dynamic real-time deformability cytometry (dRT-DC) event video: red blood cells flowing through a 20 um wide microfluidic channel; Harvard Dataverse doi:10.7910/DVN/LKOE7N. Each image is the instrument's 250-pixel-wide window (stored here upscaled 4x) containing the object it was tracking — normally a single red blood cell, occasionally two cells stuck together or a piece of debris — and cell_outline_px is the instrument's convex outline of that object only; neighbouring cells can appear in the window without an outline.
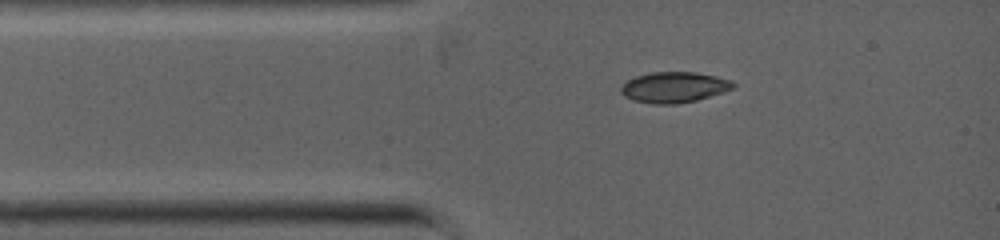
{"species": "common noctule bat (a hibernating species)", "species_latin": "Nyctalus noctula", "temperature_condition": "warm", "stored_images_in_passage": 2, "camera_frame_rate_fps": 5000, "um_per_image_px": 0.085, "animal": {"sex": "female", "body_mass_g": 19.0, "forearm_length_mm": 53.3}, "frame": {"image": 1, "passage_image": 2, "time_ms": 0.4, "image_size_px": [1000, 240], "cell_outline_px": [[736, 88], [724, 92], [696, 100], [676, 104], [652, 104], [636, 100], [624, 96], [620, 92], [620, 88], [628, 80], [636, 76], [652, 72], [696, 72], [716, 76], [732, 80], [736, 84]], "centroid_in_image_um": [57.34, 7.41], "position_along_channel_um": 27.7, "area_um2": 20.11}}